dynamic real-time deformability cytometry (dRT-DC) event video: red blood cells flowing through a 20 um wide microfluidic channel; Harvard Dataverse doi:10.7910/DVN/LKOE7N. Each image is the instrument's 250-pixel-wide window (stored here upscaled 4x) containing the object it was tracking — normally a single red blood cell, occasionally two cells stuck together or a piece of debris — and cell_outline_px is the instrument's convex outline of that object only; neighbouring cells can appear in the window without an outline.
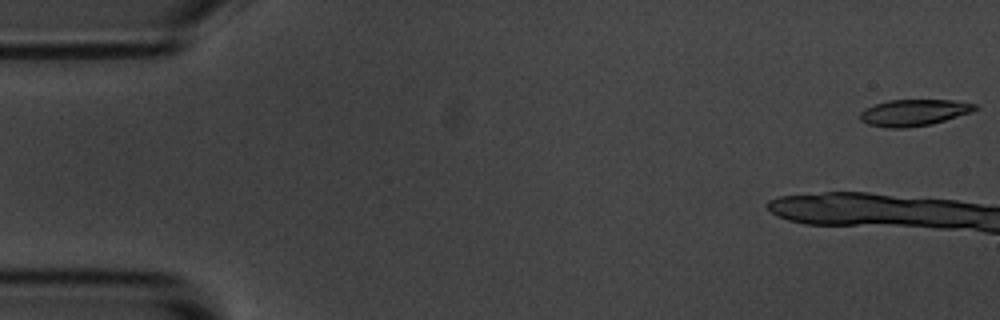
{"species": "common noctule bat (a hibernating species)", "species_latin": "Nyctalus noctula", "temperature_condition": "room temperature", "stored_images_in_passage": 4, "camera_frame_rate_fps": 3000, "um_per_image_px": 0.085, "animal": {"sex": "male", "body_mass_g": 20.1, "forearm_length_mm": 53.5}, "frame": {"image": 1, "passage_image": 1, "time_ms": 0.0, "image_size_px": [1000, 320], "cell_outline_px": [[980, 108], [932, 124], [904, 128], [888, 128], [868, 124], [860, 120], [860, 112], [864, 108], [888, 100], [952, 100], [976, 104]], "centroid_in_image_um": [77.63, 9.57], "position_along_channel_um": 7.4, "area_um2": 17.57}}